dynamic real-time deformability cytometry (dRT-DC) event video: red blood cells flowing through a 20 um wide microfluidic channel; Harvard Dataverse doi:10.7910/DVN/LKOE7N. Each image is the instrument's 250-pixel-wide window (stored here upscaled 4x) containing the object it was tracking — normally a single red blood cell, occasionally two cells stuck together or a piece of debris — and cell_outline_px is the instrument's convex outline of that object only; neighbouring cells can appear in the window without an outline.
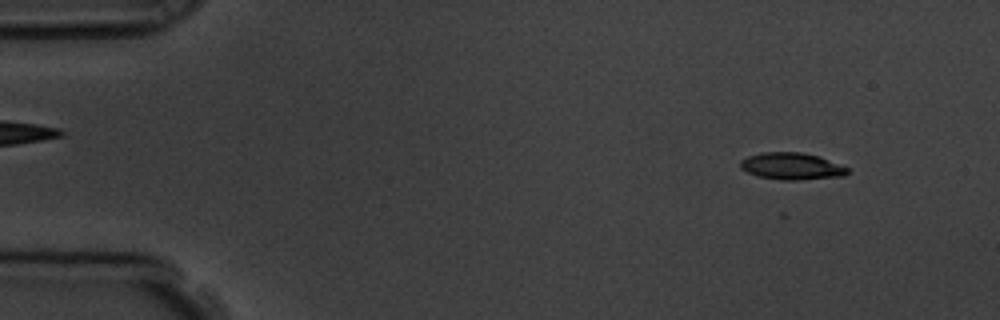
{"species": "common noctule bat (a hibernating species)", "species_latin": "Nyctalus noctula", "temperature_condition": "room temperature", "stored_images_in_passage": 53, "camera_frame_rate_fps": 3000, "um_per_image_px": 0.085, "animal": {"sex": "male", "body_mass_g": 19.5, "forearm_length_mm": 54.6}, "frame": {"image": 1, "passage_image": 5, "time_ms": 1.333, "image_size_px": [1000, 320], "cell_outline_px": [[848, 172], [844, 176], [796, 180], [780, 180], [756, 176], [740, 168], [740, 160], [748, 156], [764, 152], [800, 152], [816, 156], [848, 168]], "centroid_in_image_um": [67.23, 14.14], "position_along_channel_um": 17.8, "area_um2": 16.59}}
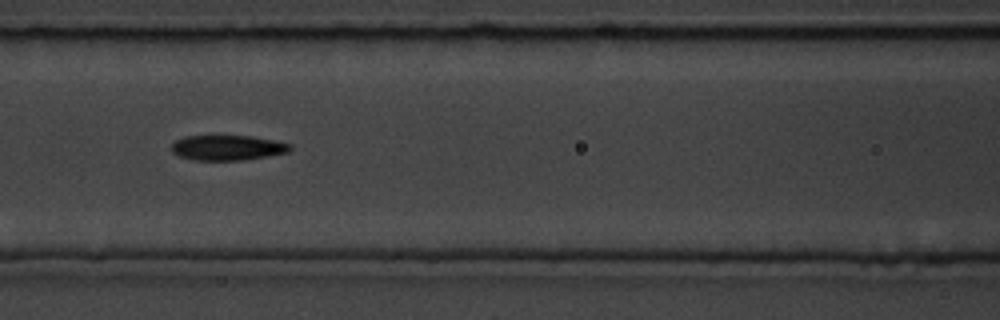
{"frame": {"image": 2, "passage_image": 23, "time_ms": 7.333, "image_size_px": [1000, 320], "cell_outline_px": [[292, 148], [288, 152], [268, 156], [244, 160], [192, 160], [176, 156], [172, 152], [172, 144], [176, 140], [184, 136], [216, 132], [252, 136], [276, 140], [292, 144]], "centroid_in_image_um": [19.29, 12.5], "position_along_channel_um": 147.3, "area_um2": 18.55}}
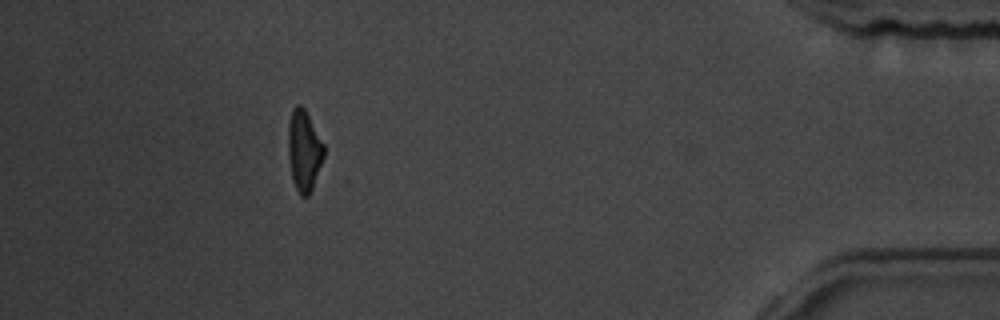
{"frame": {"image": 3, "passage_image": 48, "time_ms": 15.667, "image_size_px": [1000, 320], "cell_outline_px": [[324, 156], [312, 188], [308, 196], [300, 196], [292, 180], [288, 156], [288, 120], [292, 108], [296, 104], [300, 104], [304, 108], [324, 144]], "centroid_in_image_um": [25.82, 12.77], "position_along_channel_um": 409.4, "area_um2": 16.88}, "authors_computed_cell_mechanics": {"area_um2": 17.4556, "velocity_mm_per_s": 3.8235, "shape_relaxation_time_tau1_ms": 2.6459, "shape_relaxation_time_tau2_ms": 5.0229, "deformation_change_tau1": 0.1168, "deformation_change_tau2": 0.1281}}